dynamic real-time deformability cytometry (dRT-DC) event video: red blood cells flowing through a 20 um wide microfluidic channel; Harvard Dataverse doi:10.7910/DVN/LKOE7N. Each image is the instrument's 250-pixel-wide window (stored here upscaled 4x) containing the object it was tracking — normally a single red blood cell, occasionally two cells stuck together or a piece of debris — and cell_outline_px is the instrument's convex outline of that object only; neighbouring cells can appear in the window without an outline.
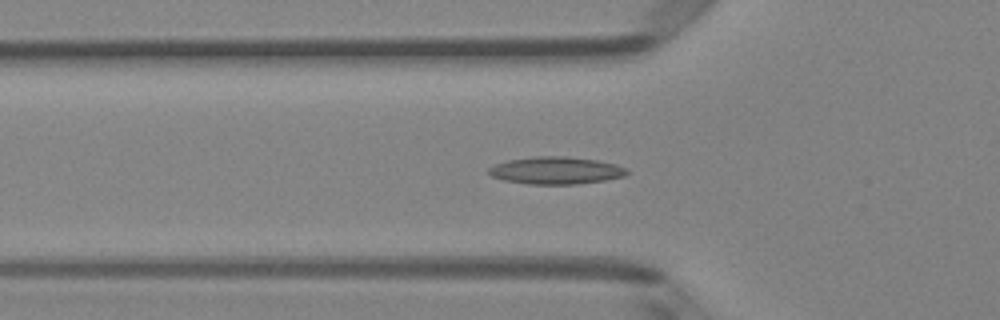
{"species": "Egyptian fruit bat (a non-hibernating species)", "species_latin": "Rousettus aegyptiacus", "temperature_condition": "room temperature", "stored_images_in_passage": 49, "camera_frame_rate_fps": 3000, "um_per_image_px": 0.085, "animal": {"sex": "female"}, "frame": {"image": 1, "passage_image": 16, "time_ms": 5.0, "image_size_px": [1000, 320], "cell_outline_px": [[628, 172], [624, 176], [604, 180], [576, 184], [528, 184], [504, 180], [492, 176], [488, 172], [488, 168], [496, 164], [508, 160], [536, 156], [568, 156], [596, 160], [616, 164], [624, 168]], "centroid_in_image_um": [47.23, 14.48], "position_along_channel_um": 78.6, "area_um2": 21.85}}
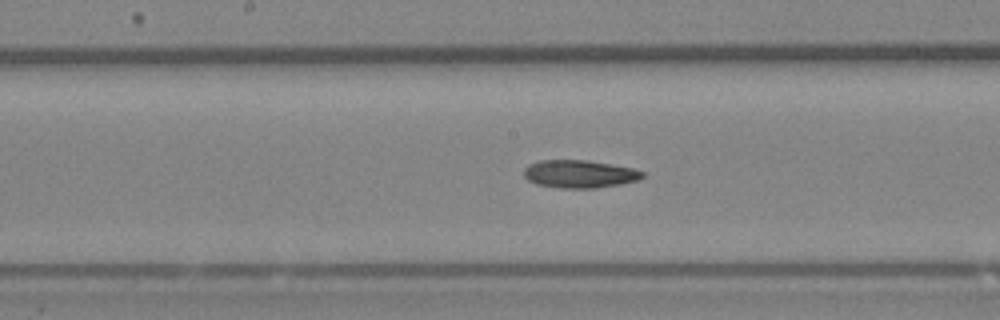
{"frame": {"image": 2, "passage_image": 25, "time_ms": 8.0, "image_size_px": [1000, 320], "cell_outline_px": [[644, 176], [636, 180], [620, 184], [596, 188], [560, 188], [536, 184], [528, 180], [524, 176], [524, 168], [528, 164], [540, 160], [588, 160], [632, 168], [644, 172]], "centroid_in_image_um": [49.22, 14.78], "position_along_channel_um": 199.0, "area_um2": 19.19}}
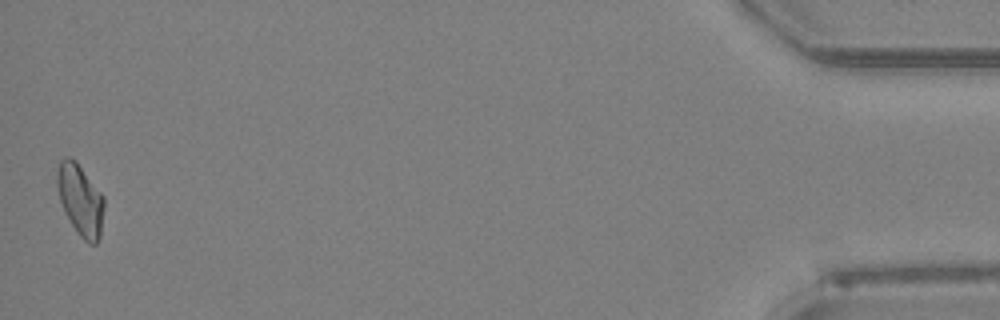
{"frame": {"image": 3, "passage_image": 49, "time_ms": 16.0, "image_size_px": [1000, 320], "cell_outline_px": [[104, 208], [100, 236], [96, 244], [88, 244], [76, 232], [64, 212], [60, 200], [56, 184], [56, 172], [60, 160], [64, 156], [68, 156], [76, 160], [104, 196]], "centroid_in_image_um": [6.82, 16.97], "position_along_channel_um": 428.4, "area_um2": 19.83}, "authors_computed_cell_mechanics": {"area_um2": 19.363, "velocity_mm_per_s": 4.0044, "shape_relaxation_time_tau1_ms": null, "shape_relaxation_time_tau2_ms": 7.2393, "deformation_change_tau1": null, "deformation_change_tau2": 0.1806}}